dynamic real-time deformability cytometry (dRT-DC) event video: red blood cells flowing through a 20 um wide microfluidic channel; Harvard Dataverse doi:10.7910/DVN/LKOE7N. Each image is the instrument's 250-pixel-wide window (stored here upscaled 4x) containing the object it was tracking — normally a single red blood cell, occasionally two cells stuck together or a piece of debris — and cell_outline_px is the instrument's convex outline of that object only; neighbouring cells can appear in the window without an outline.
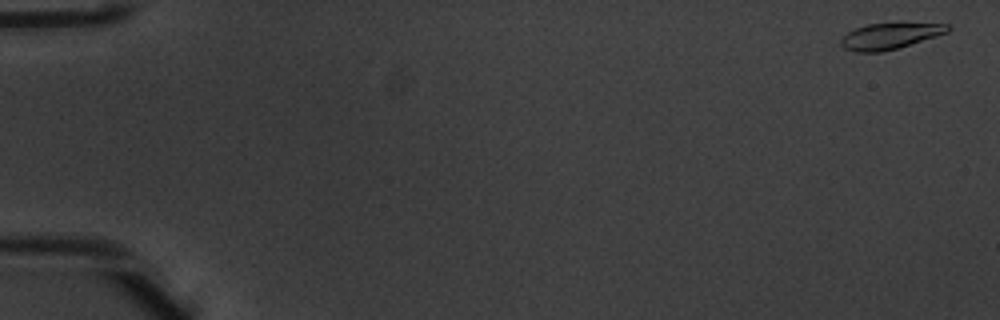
{"species": "common noctule bat (a hibernating species)", "species_latin": "Nyctalus noctula", "temperature_condition": "warm", "stored_images_in_passage": 52, "camera_frame_rate_fps": 3000, "um_per_image_px": 0.085, "animal": {"sex": "male", "body_mass_g": 20.1, "forearm_length_mm": 53.5}, "frame": {"image": 1, "passage_image": 1, "time_ms": 0.0, "image_size_px": [1000, 320], "cell_outline_px": [[952, 28], [948, 32], [936, 36], [896, 48], [880, 52], [852, 52], [844, 48], [840, 44], [840, 40], [848, 32], [856, 28], [868, 24], [948, 24]], "centroid_in_image_um": [75.6, 3.08], "position_along_channel_um": 9.4, "area_um2": 15.78}}
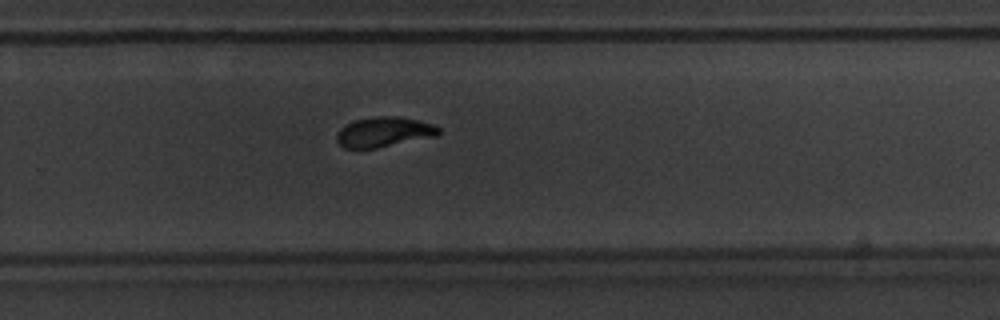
{"frame": {"image": 2, "passage_image": 35, "time_ms": 11.333, "image_size_px": [1000, 320], "cell_outline_px": [[440, 132], [436, 136], [376, 148], [344, 148], [336, 140], [336, 136], [340, 128], [344, 124], [356, 120], [376, 116], [396, 116], [416, 120], [432, 124], [440, 128]], "centroid_in_image_um": [32.61, 11.22], "position_along_channel_um": 297.2, "area_um2": 17.69}}
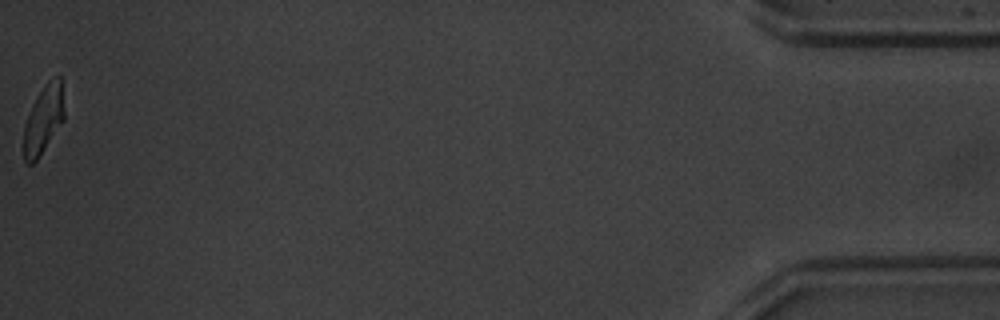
{"frame": {"image": 3, "passage_image": 52, "time_ms": 17.0, "image_size_px": [1000, 320], "cell_outline_px": [[64, 120], [36, 160], [32, 164], [28, 164], [24, 160], [24, 124], [32, 104], [44, 84], [48, 80], [60, 76], [64, 112]], "centroid_in_image_um": [3.68, 10.15], "position_along_channel_um": 431.5, "area_um2": 15.84}, "authors_computed_cell_mechanics": {"area_um2": 17.6868, "velocity_mm_per_s": 3.9511, "shape_relaxation_time_tau1_ms": 2.5103, "shape_relaxation_time_tau2_ms": 1.8266, "deformation_change_tau1": 0.1482, "deformation_change_tau2": 0.065}}